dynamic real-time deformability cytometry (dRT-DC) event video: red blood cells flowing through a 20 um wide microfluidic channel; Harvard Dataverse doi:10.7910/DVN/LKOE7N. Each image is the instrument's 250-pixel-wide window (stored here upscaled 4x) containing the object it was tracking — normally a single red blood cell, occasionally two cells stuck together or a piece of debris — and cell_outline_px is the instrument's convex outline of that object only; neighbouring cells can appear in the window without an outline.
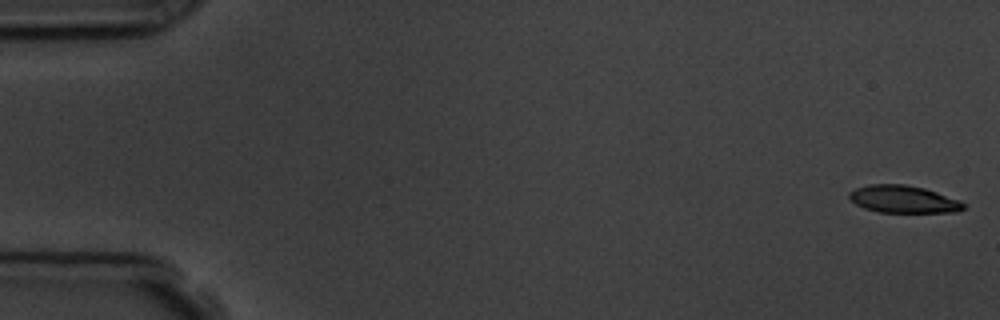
{"species": "common noctule bat (a hibernating species)", "species_latin": "Nyctalus noctula", "temperature_condition": "room temperature", "stored_images_in_passage": 8, "camera_frame_rate_fps": 3000, "um_per_image_px": 0.085, "animal": {"sex": "male", "body_mass_g": 19.5, "forearm_length_mm": 54.6}, "frame": {"image": 1, "passage_image": 1, "time_ms": 0.0, "image_size_px": [1000, 320], "cell_outline_px": [[968, 204], [964, 208], [956, 212], [880, 212], [864, 208], [856, 204], [848, 196], [848, 192], [856, 188], [868, 184], [904, 184], [924, 188], [960, 200]], "centroid_in_image_um": [76.8, 16.93], "position_along_channel_um": 8.2, "area_um2": 18.26}}
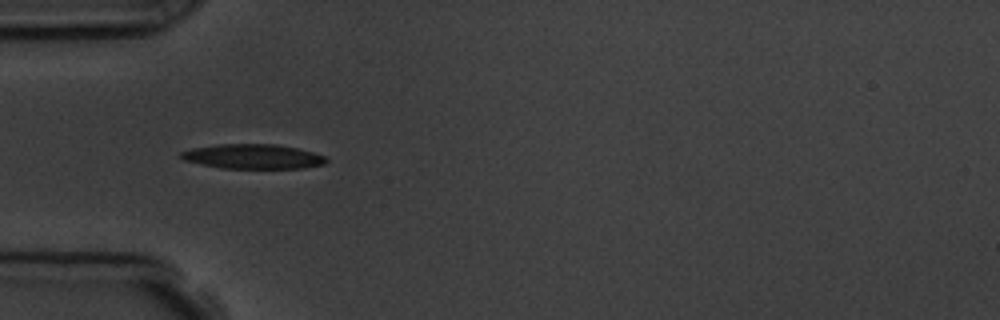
{"frame": {"image": 2, "passage_image": 5, "time_ms": 5.333, "image_size_px": [1000, 320], "cell_outline_px": [[328, 160], [324, 164], [304, 168], [220, 168], [184, 160], [180, 156], [180, 152], [192, 148], [216, 144], [276, 144], [296, 148], [312, 152], [324, 156]], "centroid_in_image_um": [21.48, 13.3], "position_along_channel_um": 63.5, "area_um2": 20.75}}